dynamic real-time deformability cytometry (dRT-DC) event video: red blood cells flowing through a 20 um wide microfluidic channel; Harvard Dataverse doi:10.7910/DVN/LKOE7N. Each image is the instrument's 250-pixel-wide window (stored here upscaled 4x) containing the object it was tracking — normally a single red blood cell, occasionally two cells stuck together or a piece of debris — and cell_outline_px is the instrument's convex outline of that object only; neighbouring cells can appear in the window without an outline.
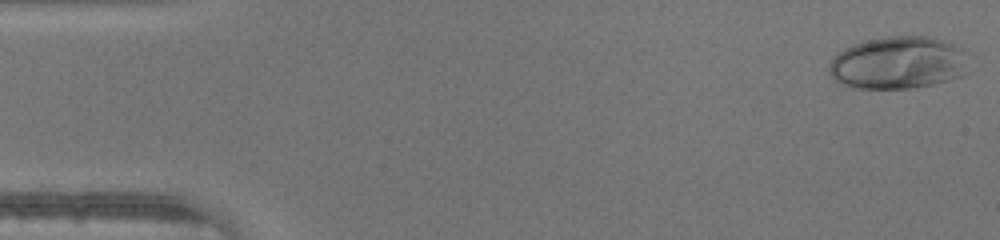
{"species": "human", "species_latin": "Homo sapiens", "temperature_condition": "warm", "stored_images_in_passage": 45, "camera_frame_rate_fps": 3000, "um_per_image_px": 0.085, "donor": {"sex": "male"}, "frame": {"image": 1, "passage_image": 1, "time_ms": 0.0, "image_size_px": [1000, 240], "cell_outline_px": [[964, 76], [932, 84], [912, 88], [852, 88], [840, 84], [828, 72], [828, 64], [832, 56], [836, 52], [852, 44], [868, 40], [888, 36], [928, 36], [952, 44], [960, 48]], "centroid_in_image_um": [76.2, 5.34], "position_along_channel_um": 8.8, "area_um2": 42.31}}
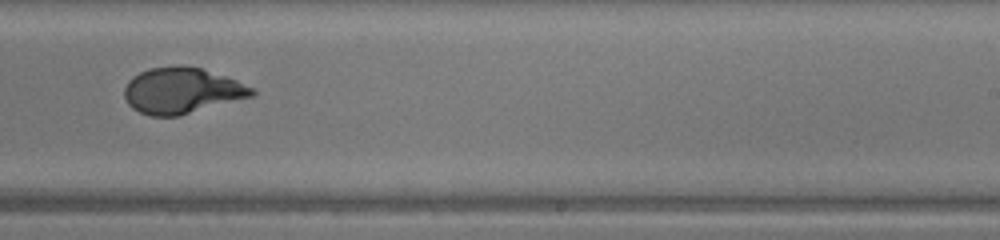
{"frame": {"image": 2, "passage_image": 28, "time_ms": 9.0, "image_size_px": [1000, 240], "cell_outline_px": [[256, 92], [252, 96], [180, 116], [152, 116], [140, 112], [132, 108], [128, 104], [124, 96], [124, 88], [128, 80], [132, 76], [148, 68], [176, 64], [200, 68], [236, 80], [252, 88]], "centroid_in_image_um": [15.4, 7.7], "position_along_channel_um": 273.6, "area_um2": 34.16}}
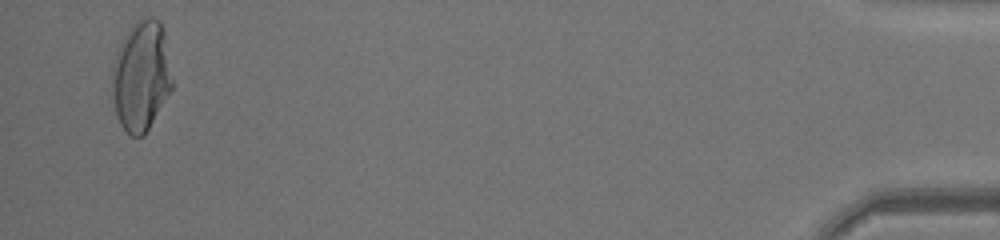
{"frame": {"image": 3, "passage_image": 44, "time_ms": 14.333, "image_size_px": [1000, 240], "cell_outline_px": [[176, 84], [144, 136], [132, 136], [120, 124], [116, 112], [112, 92], [112, 64], [120, 44], [132, 24], [148, 16], [152, 16], [160, 20], [164, 32]], "centroid_in_image_um": [12.05, 6.45], "position_along_channel_um": 423.1, "area_um2": 39.19}}